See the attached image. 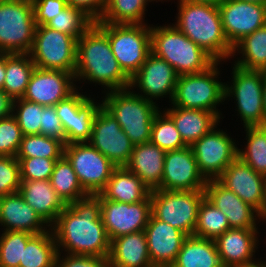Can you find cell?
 I'll return each instance as SVG.
<instances>
[{"label": "cell", "instance_id": "cell-39", "mask_svg": "<svg viewBox=\"0 0 266 267\" xmlns=\"http://www.w3.org/2000/svg\"><path fill=\"white\" fill-rule=\"evenodd\" d=\"M150 142L164 151L187 147L173 120L166 113H161L160 110L155 115L152 123Z\"/></svg>", "mask_w": 266, "mask_h": 267}, {"label": "cell", "instance_id": "cell-54", "mask_svg": "<svg viewBox=\"0 0 266 267\" xmlns=\"http://www.w3.org/2000/svg\"><path fill=\"white\" fill-rule=\"evenodd\" d=\"M263 108H264V117L266 120V71H263Z\"/></svg>", "mask_w": 266, "mask_h": 267}, {"label": "cell", "instance_id": "cell-5", "mask_svg": "<svg viewBox=\"0 0 266 267\" xmlns=\"http://www.w3.org/2000/svg\"><path fill=\"white\" fill-rule=\"evenodd\" d=\"M130 89L108 91L101 105L117 120L134 145L148 143L159 108L155 102L129 91Z\"/></svg>", "mask_w": 266, "mask_h": 267}, {"label": "cell", "instance_id": "cell-3", "mask_svg": "<svg viewBox=\"0 0 266 267\" xmlns=\"http://www.w3.org/2000/svg\"><path fill=\"white\" fill-rule=\"evenodd\" d=\"M179 1L178 20L174 26L216 62L231 57L233 47L223 32L219 7L209 3Z\"/></svg>", "mask_w": 266, "mask_h": 267}, {"label": "cell", "instance_id": "cell-11", "mask_svg": "<svg viewBox=\"0 0 266 267\" xmlns=\"http://www.w3.org/2000/svg\"><path fill=\"white\" fill-rule=\"evenodd\" d=\"M232 74L233 85L225 83V100L234 95L244 127L266 125L263 108V71L244 69L234 64Z\"/></svg>", "mask_w": 266, "mask_h": 267}, {"label": "cell", "instance_id": "cell-35", "mask_svg": "<svg viewBox=\"0 0 266 267\" xmlns=\"http://www.w3.org/2000/svg\"><path fill=\"white\" fill-rule=\"evenodd\" d=\"M152 0H108L100 20L111 24H144L147 2Z\"/></svg>", "mask_w": 266, "mask_h": 267}, {"label": "cell", "instance_id": "cell-55", "mask_svg": "<svg viewBox=\"0 0 266 267\" xmlns=\"http://www.w3.org/2000/svg\"><path fill=\"white\" fill-rule=\"evenodd\" d=\"M188 1L196 3H209L218 6L219 4H222L225 0H188Z\"/></svg>", "mask_w": 266, "mask_h": 267}, {"label": "cell", "instance_id": "cell-13", "mask_svg": "<svg viewBox=\"0 0 266 267\" xmlns=\"http://www.w3.org/2000/svg\"><path fill=\"white\" fill-rule=\"evenodd\" d=\"M217 125L191 145L199 172L206 180L217 179L238 157V147Z\"/></svg>", "mask_w": 266, "mask_h": 267}, {"label": "cell", "instance_id": "cell-23", "mask_svg": "<svg viewBox=\"0 0 266 267\" xmlns=\"http://www.w3.org/2000/svg\"><path fill=\"white\" fill-rule=\"evenodd\" d=\"M257 229L230 228L214 241L223 267H245L256 264Z\"/></svg>", "mask_w": 266, "mask_h": 267}, {"label": "cell", "instance_id": "cell-43", "mask_svg": "<svg viewBox=\"0 0 266 267\" xmlns=\"http://www.w3.org/2000/svg\"><path fill=\"white\" fill-rule=\"evenodd\" d=\"M43 108V105H39L23 98L13 100L12 116L18 122L23 135L40 134Z\"/></svg>", "mask_w": 266, "mask_h": 267}, {"label": "cell", "instance_id": "cell-47", "mask_svg": "<svg viewBox=\"0 0 266 267\" xmlns=\"http://www.w3.org/2000/svg\"><path fill=\"white\" fill-rule=\"evenodd\" d=\"M89 99L77 90L66 99L55 105L57 116L59 117L65 133V139L71 134L72 113H77L78 109Z\"/></svg>", "mask_w": 266, "mask_h": 267}, {"label": "cell", "instance_id": "cell-6", "mask_svg": "<svg viewBox=\"0 0 266 267\" xmlns=\"http://www.w3.org/2000/svg\"><path fill=\"white\" fill-rule=\"evenodd\" d=\"M95 23L107 34L119 66L131 78L151 53V27L146 24Z\"/></svg>", "mask_w": 266, "mask_h": 267}, {"label": "cell", "instance_id": "cell-40", "mask_svg": "<svg viewBox=\"0 0 266 267\" xmlns=\"http://www.w3.org/2000/svg\"><path fill=\"white\" fill-rule=\"evenodd\" d=\"M94 23L81 9L67 6L45 26L69 34L77 40Z\"/></svg>", "mask_w": 266, "mask_h": 267}, {"label": "cell", "instance_id": "cell-21", "mask_svg": "<svg viewBox=\"0 0 266 267\" xmlns=\"http://www.w3.org/2000/svg\"><path fill=\"white\" fill-rule=\"evenodd\" d=\"M144 231L152 266L171 267L187 235L152 214Z\"/></svg>", "mask_w": 266, "mask_h": 267}, {"label": "cell", "instance_id": "cell-14", "mask_svg": "<svg viewBox=\"0 0 266 267\" xmlns=\"http://www.w3.org/2000/svg\"><path fill=\"white\" fill-rule=\"evenodd\" d=\"M88 142L117 167L128 163L134 147L117 120L103 106L94 117Z\"/></svg>", "mask_w": 266, "mask_h": 267}, {"label": "cell", "instance_id": "cell-25", "mask_svg": "<svg viewBox=\"0 0 266 267\" xmlns=\"http://www.w3.org/2000/svg\"><path fill=\"white\" fill-rule=\"evenodd\" d=\"M166 151L151 142L134 145L127 169L151 190L161 189Z\"/></svg>", "mask_w": 266, "mask_h": 267}, {"label": "cell", "instance_id": "cell-42", "mask_svg": "<svg viewBox=\"0 0 266 267\" xmlns=\"http://www.w3.org/2000/svg\"><path fill=\"white\" fill-rule=\"evenodd\" d=\"M33 235L26 231H4L0 237V266L19 267L23 246Z\"/></svg>", "mask_w": 266, "mask_h": 267}, {"label": "cell", "instance_id": "cell-59", "mask_svg": "<svg viewBox=\"0 0 266 267\" xmlns=\"http://www.w3.org/2000/svg\"><path fill=\"white\" fill-rule=\"evenodd\" d=\"M8 1H16V0H0V2H8Z\"/></svg>", "mask_w": 266, "mask_h": 267}, {"label": "cell", "instance_id": "cell-4", "mask_svg": "<svg viewBox=\"0 0 266 267\" xmlns=\"http://www.w3.org/2000/svg\"><path fill=\"white\" fill-rule=\"evenodd\" d=\"M151 52L178 75L204 72L216 62L174 25L151 27Z\"/></svg>", "mask_w": 266, "mask_h": 267}, {"label": "cell", "instance_id": "cell-60", "mask_svg": "<svg viewBox=\"0 0 266 267\" xmlns=\"http://www.w3.org/2000/svg\"><path fill=\"white\" fill-rule=\"evenodd\" d=\"M260 218H263V220H266V215H260Z\"/></svg>", "mask_w": 266, "mask_h": 267}, {"label": "cell", "instance_id": "cell-26", "mask_svg": "<svg viewBox=\"0 0 266 267\" xmlns=\"http://www.w3.org/2000/svg\"><path fill=\"white\" fill-rule=\"evenodd\" d=\"M19 193L50 227L66 207L50 180H21Z\"/></svg>", "mask_w": 266, "mask_h": 267}, {"label": "cell", "instance_id": "cell-46", "mask_svg": "<svg viewBox=\"0 0 266 267\" xmlns=\"http://www.w3.org/2000/svg\"><path fill=\"white\" fill-rule=\"evenodd\" d=\"M20 162L21 180H50L55 162L59 159L41 157L16 158Z\"/></svg>", "mask_w": 266, "mask_h": 267}, {"label": "cell", "instance_id": "cell-30", "mask_svg": "<svg viewBox=\"0 0 266 267\" xmlns=\"http://www.w3.org/2000/svg\"><path fill=\"white\" fill-rule=\"evenodd\" d=\"M171 267H223L212 239L187 236Z\"/></svg>", "mask_w": 266, "mask_h": 267}, {"label": "cell", "instance_id": "cell-10", "mask_svg": "<svg viewBox=\"0 0 266 267\" xmlns=\"http://www.w3.org/2000/svg\"><path fill=\"white\" fill-rule=\"evenodd\" d=\"M77 39L47 26H36L29 52L36 68L61 70L75 75Z\"/></svg>", "mask_w": 266, "mask_h": 267}, {"label": "cell", "instance_id": "cell-20", "mask_svg": "<svg viewBox=\"0 0 266 267\" xmlns=\"http://www.w3.org/2000/svg\"><path fill=\"white\" fill-rule=\"evenodd\" d=\"M265 179V176L258 174L239 157L230 163L217 178L224 187L259 212L265 198Z\"/></svg>", "mask_w": 266, "mask_h": 267}, {"label": "cell", "instance_id": "cell-38", "mask_svg": "<svg viewBox=\"0 0 266 267\" xmlns=\"http://www.w3.org/2000/svg\"><path fill=\"white\" fill-rule=\"evenodd\" d=\"M64 155V144L45 135H24L16 158L41 157L60 159Z\"/></svg>", "mask_w": 266, "mask_h": 267}, {"label": "cell", "instance_id": "cell-1", "mask_svg": "<svg viewBox=\"0 0 266 267\" xmlns=\"http://www.w3.org/2000/svg\"><path fill=\"white\" fill-rule=\"evenodd\" d=\"M49 229L54 234L58 252L62 247L68 254L109 256L111 241L101 219L98 194L66 205Z\"/></svg>", "mask_w": 266, "mask_h": 267}, {"label": "cell", "instance_id": "cell-45", "mask_svg": "<svg viewBox=\"0 0 266 267\" xmlns=\"http://www.w3.org/2000/svg\"><path fill=\"white\" fill-rule=\"evenodd\" d=\"M20 162L14 156H0V197L19 192Z\"/></svg>", "mask_w": 266, "mask_h": 267}, {"label": "cell", "instance_id": "cell-33", "mask_svg": "<svg viewBox=\"0 0 266 267\" xmlns=\"http://www.w3.org/2000/svg\"><path fill=\"white\" fill-rule=\"evenodd\" d=\"M237 48V49H236ZM235 51L242 53L240 60L235 62L236 66L249 70L266 71V24L252 34L243 37L233 46Z\"/></svg>", "mask_w": 266, "mask_h": 267}, {"label": "cell", "instance_id": "cell-36", "mask_svg": "<svg viewBox=\"0 0 266 267\" xmlns=\"http://www.w3.org/2000/svg\"><path fill=\"white\" fill-rule=\"evenodd\" d=\"M247 147L238 149V157L258 174L266 177V125L246 126Z\"/></svg>", "mask_w": 266, "mask_h": 267}, {"label": "cell", "instance_id": "cell-12", "mask_svg": "<svg viewBox=\"0 0 266 267\" xmlns=\"http://www.w3.org/2000/svg\"><path fill=\"white\" fill-rule=\"evenodd\" d=\"M64 156L89 195L99 194L117 167L88 142L64 145Z\"/></svg>", "mask_w": 266, "mask_h": 267}, {"label": "cell", "instance_id": "cell-41", "mask_svg": "<svg viewBox=\"0 0 266 267\" xmlns=\"http://www.w3.org/2000/svg\"><path fill=\"white\" fill-rule=\"evenodd\" d=\"M95 103L94 99L89 98L78 109L77 113H72L71 134L65 139V145L83 143L90 140L94 117L102 106Z\"/></svg>", "mask_w": 266, "mask_h": 267}, {"label": "cell", "instance_id": "cell-37", "mask_svg": "<svg viewBox=\"0 0 266 267\" xmlns=\"http://www.w3.org/2000/svg\"><path fill=\"white\" fill-rule=\"evenodd\" d=\"M228 229L226 215L204 198L199 206L194 236L215 240Z\"/></svg>", "mask_w": 266, "mask_h": 267}, {"label": "cell", "instance_id": "cell-32", "mask_svg": "<svg viewBox=\"0 0 266 267\" xmlns=\"http://www.w3.org/2000/svg\"><path fill=\"white\" fill-rule=\"evenodd\" d=\"M57 244L50 230L34 234L23 246L22 260L19 267H55Z\"/></svg>", "mask_w": 266, "mask_h": 267}, {"label": "cell", "instance_id": "cell-56", "mask_svg": "<svg viewBox=\"0 0 266 267\" xmlns=\"http://www.w3.org/2000/svg\"><path fill=\"white\" fill-rule=\"evenodd\" d=\"M260 215H266V179H265V198L264 203L261 211L259 212Z\"/></svg>", "mask_w": 266, "mask_h": 267}, {"label": "cell", "instance_id": "cell-57", "mask_svg": "<svg viewBox=\"0 0 266 267\" xmlns=\"http://www.w3.org/2000/svg\"><path fill=\"white\" fill-rule=\"evenodd\" d=\"M240 1H246L250 3H256L260 5H266V0H240Z\"/></svg>", "mask_w": 266, "mask_h": 267}, {"label": "cell", "instance_id": "cell-22", "mask_svg": "<svg viewBox=\"0 0 266 267\" xmlns=\"http://www.w3.org/2000/svg\"><path fill=\"white\" fill-rule=\"evenodd\" d=\"M204 191L205 198L226 215L230 228L257 229L254 217L260 218L259 211L217 179L207 180Z\"/></svg>", "mask_w": 266, "mask_h": 267}, {"label": "cell", "instance_id": "cell-49", "mask_svg": "<svg viewBox=\"0 0 266 267\" xmlns=\"http://www.w3.org/2000/svg\"><path fill=\"white\" fill-rule=\"evenodd\" d=\"M40 134L60 140L65 145V133L55 106H44L42 110V121Z\"/></svg>", "mask_w": 266, "mask_h": 267}, {"label": "cell", "instance_id": "cell-44", "mask_svg": "<svg viewBox=\"0 0 266 267\" xmlns=\"http://www.w3.org/2000/svg\"><path fill=\"white\" fill-rule=\"evenodd\" d=\"M16 119L10 115L0 119V156L16 157L23 138Z\"/></svg>", "mask_w": 266, "mask_h": 267}, {"label": "cell", "instance_id": "cell-53", "mask_svg": "<svg viewBox=\"0 0 266 267\" xmlns=\"http://www.w3.org/2000/svg\"><path fill=\"white\" fill-rule=\"evenodd\" d=\"M5 82V54L0 53V89H3Z\"/></svg>", "mask_w": 266, "mask_h": 267}, {"label": "cell", "instance_id": "cell-15", "mask_svg": "<svg viewBox=\"0 0 266 267\" xmlns=\"http://www.w3.org/2000/svg\"><path fill=\"white\" fill-rule=\"evenodd\" d=\"M101 219L111 240L145 230L151 216L150 195L141 202L122 203L100 199Z\"/></svg>", "mask_w": 266, "mask_h": 267}, {"label": "cell", "instance_id": "cell-50", "mask_svg": "<svg viewBox=\"0 0 266 267\" xmlns=\"http://www.w3.org/2000/svg\"><path fill=\"white\" fill-rule=\"evenodd\" d=\"M60 256L58 252L55 267H110L108 257L76 254H67L65 258Z\"/></svg>", "mask_w": 266, "mask_h": 267}, {"label": "cell", "instance_id": "cell-7", "mask_svg": "<svg viewBox=\"0 0 266 267\" xmlns=\"http://www.w3.org/2000/svg\"><path fill=\"white\" fill-rule=\"evenodd\" d=\"M218 64L215 62L201 73L179 75L171 102L173 106L210 111L220 119L221 113L216 106L225 100V83L216 79L220 73Z\"/></svg>", "mask_w": 266, "mask_h": 267}, {"label": "cell", "instance_id": "cell-19", "mask_svg": "<svg viewBox=\"0 0 266 267\" xmlns=\"http://www.w3.org/2000/svg\"><path fill=\"white\" fill-rule=\"evenodd\" d=\"M178 76L167 61L151 52L141 68L130 78V88L137 85L144 93V95L139 93L138 95L150 101H153L152 98L157 99L168 94L172 101Z\"/></svg>", "mask_w": 266, "mask_h": 267}, {"label": "cell", "instance_id": "cell-2", "mask_svg": "<svg viewBox=\"0 0 266 267\" xmlns=\"http://www.w3.org/2000/svg\"><path fill=\"white\" fill-rule=\"evenodd\" d=\"M75 79H87L116 91L130 87V78L116 60L107 34L94 22L77 40Z\"/></svg>", "mask_w": 266, "mask_h": 267}, {"label": "cell", "instance_id": "cell-16", "mask_svg": "<svg viewBox=\"0 0 266 267\" xmlns=\"http://www.w3.org/2000/svg\"><path fill=\"white\" fill-rule=\"evenodd\" d=\"M218 7L223 32L232 47L243 37L266 24V5L225 0Z\"/></svg>", "mask_w": 266, "mask_h": 267}, {"label": "cell", "instance_id": "cell-29", "mask_svg": "<svg viewBox=\"0 0 266 267\" xmlns=\"http://www.w3.org/2000/svg\"><path fill=\"white\" fill-rule=\"evenodd\" d=\"M151 190L144 182L125 166L116 167L105 188L98 194L100 199L122 203L144 201Z\"/></svg>", "mask_w": 266, "mask_h": 267}, {"label": "cell", "instance_id": "cell-9", "mask_svg": "<svg viewBox=\"0 0 266 267\" xmlns=\"http://www.w3.org/2000/svg\"><path fill=\"white\" fill-rule=\"evenodd\" d=\"M36 26L32 0L0 2V53H29Z\"/></svg>", "mask_w": 266, "mask_h": 267}, {"label": "cell", "instance_id": "cell-27", "mask_svg": "<svg viewBox=\"0 0 266 267\" xmlns=\"http://www.w3.org/2000/svg\"><path fill=\"white\" fill-rule=\"evenodd\" d=\"M110 267H153L144 230L111 240Z\"/></svg>", "mask_w": 266, "mask_h": 267}, {"label": "cell", "instance_id": "cell-28", "mask_svg": "<svg viewBox=\"0 0 266 267\" xmlns=\"http://www.w3.org/2000/svg\"><path fill=\"white\" fill-rule=\"evenodd\" d=\"M164 112L173 120L187 146L194 144L220 122L213 112L201 109L173 106Z\"/></svg>", "mask_w": 266, "mask_h": 267}, {"label": "cell", "instance_id": "cell-52", "mask_svg": "<svg viewBox=\"0 0 266 267\" xmlns=\"http://www.w3.org/2000/svg\"><path fill=\"white\" fill-rule=\"evenodd\" d=\"M13 100L0 89V119L12 115Z\"/></svg>", "mask_w": 266, "mask_h": 267}, {"label": "cell", "instance_id": "cell-18", "mask_svg": "<svg viewBox=\"0 0 266 267\" xmlns=\"http://www.w3.org/2000/svg\"><path fill=\"white\" fill-rule=\"evenodd\" d=\"M74 81L75 75L70 72L35 67L22 98L43 106H55L76 91Z\"/></svg>", "mask_w": 266, "mask_h": 267}, {"label": "cell", "instance_id": "cell-24", "mask_svg": "<svg viewBox=\"0 0 266 267\" xmlns=\"http://www.w3.org/2000/svg\"><path fill=\"white\" fill-rule=\"evenodd\" d=\"M0 224L6 227L4 231L39 234L49 230L45 224L49 225L25 202L19 192L0 197Z\"/></svg>", "mask_w": 266, "mask_h": 267}, {"label": "cell", "instance_id": "cell-31", "mask_svg": "<svg viewBox=\"0 0 266 267\" xmlns=\"http://www.w3.org/2000/svg\"><path fill=\"white\" fill-rule=\"evenodd\" d=\"M35 67L29 53L5 54V82L2 90L12 100L22 98Z\"/></svg>", "mask_w": 266, "mask_h": 267}, {"label": "cell", "instance_id": "cell-34", "mask_svg": "<svg viewBox=\"0 0 266 267\" xmlns=\"http://www.w3.org/2000/svg\"><path fill=\"white\" fill-rule=\"evenodd\" d=\"M50 183L66 205L89 195L82 188L72 164L64 155L55 162Z\"/></svg>", "mask_w": 266, "mask_h": 267}, {"label": "cell", "instance_id": "cell-8", "mask_svg": "<svg viewBox=\"0 0 266 267\" xmlns=\"http://www.w3.org/2000/svg\"><path fill=\"white\" fill-rule=\"evenodd\" d=\"M205 198L204 190L170 191L156 189L151 191V214L187 236L194 235L198 210Z\"/></svg>", "mask_w": 266, "mask_h": 267}, {"label": "cell", "instance_id": "cell-58", "mask_svg": "<svg viewBox=\"0 0 266 267\" xmlns=\"http://www.w3.org/2000/svg\"><path fill=\"white\" fill-rule=\"evenodd\" d=\"M245 267H266V262H258L256 264L250 265V266H245Z\"/></svg>", "mask_w": 266, "mask_h": 267}, {"label": "cell", "instance_id": "cell-48", "mask_svg": "<svg viewBox=\"0 0 266 267\" xmlns=\"http://www.w3.org/2000/svg\"><path fill=\"white\" fill-rule=\"evenodd\" d=\"M32 5L37 26H45L68 6L66 0H32Z\"/></svg>", "mask_w": 266, "mask_h": 267}, {"label": "cell", "instance_id": "cell-51", "mask_svg": "<svg viewBox=\"0 0 266 267\" xmlns=\"http://www.w3.org/2000/svg\"><path fill=\"white\" fill-rule=\"evenodd\" d=\"M69 6L81 9L94 22L100 20L108 0H66Z\"/></svg>", "mask_w": 266, "mask_h": 267}, {"label": "cell", "instance_id": "cell-17", "mask_svg": "<svg viewBox=\"0 0 266 267\" xmlns=\"http://www.w3.org/2000/svg\"><path fill=\"white\" fill-rule=\"evenodd\" d=\"M207 180L199 172L191 146L166 151L161 190H204Z\"/></svg>", "mask_w": 266, "mask_h": 267}]
</instances>
